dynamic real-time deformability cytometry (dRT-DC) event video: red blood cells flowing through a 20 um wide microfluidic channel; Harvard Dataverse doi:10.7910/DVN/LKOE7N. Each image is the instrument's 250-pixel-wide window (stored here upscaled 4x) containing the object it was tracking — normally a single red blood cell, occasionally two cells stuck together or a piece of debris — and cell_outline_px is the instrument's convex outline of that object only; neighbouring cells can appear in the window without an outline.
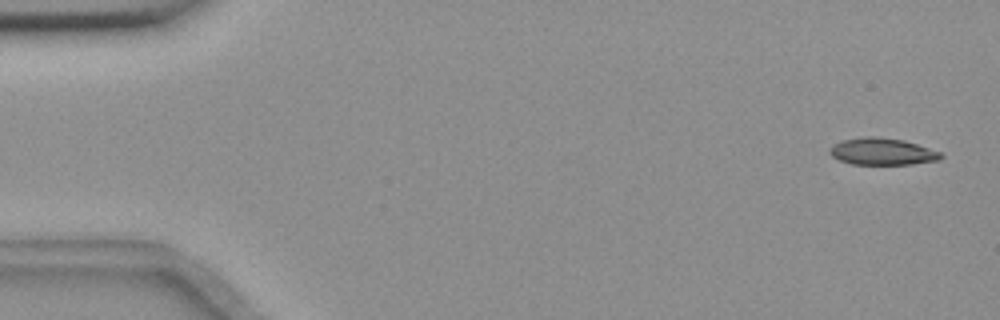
{"species": "common noctule bat (a hibernating species)", "species_latin": "Nyctalus noctula", "temperature_condition": "room temperature", "stored_images_in_passage": 55, "camera_frame_rate_fps": 3000, "um_per_image_px": 0.085, "animal": {"sex": "female", "body_mass_g": 18.4}, "frame": {"image": 1, "passage_image": 2, "time_ms": 0.333, "image_size_px": [1000, 320], "cell_outline_px": [[944, 156], [940, 160], [912, 164], [852, 164], [840, 160], [832, 156], [828, 152], [832, 144], [840, 140], [864, 136], [876, 136], [904, 140], [940, 152]], "centroid_in_image_um": [74.96, 12.87], "position_along_channel_um": 10.0, "area_um2": 17.51}}
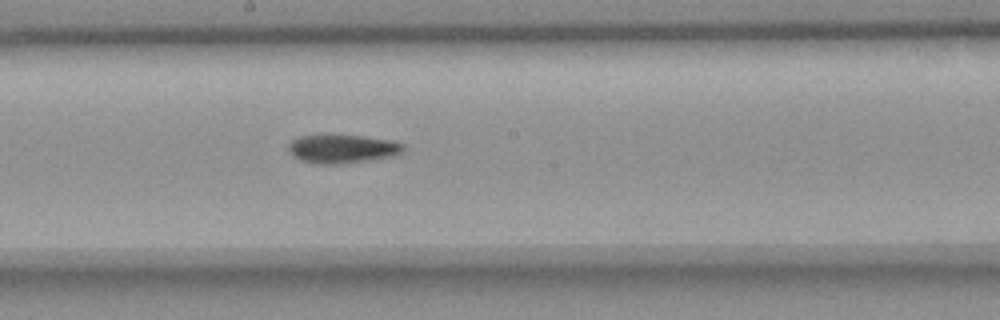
{"frame": {"image": 2, "passage_image": 30, "time_ms": 9.667, "image_size_px": [1000, 320], "cell_outline_px": [[404, 148], [400, 152], [388, 156], [368, 160], [344, 164], [316, 164], [300, 160], [292, 156], [288, 148], [288, 144], [292, 140], [300, 136], [332, 132], [364, 136], [392, 140], [404, 144]], "centroid_in_image_um": [29.02, 12.6], "position_along_channel_um": 219.2, "area_um2": 19.77}}
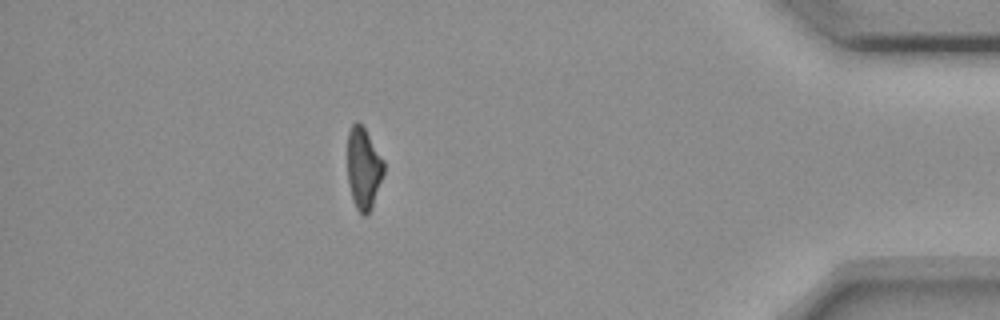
{"frame": {"image": 3, "passage_image": 49, "time_ms": 16.0, "image_size_px": [1000, 320], "cell_outline_px": [[384, 172], [372, 208], [364, 216], [356, 208], [348, 184], [348, 132], [352, 124], [356, 120], [364, 128], [384, 160]], "centroid_in_image_um": [30.9, 14.3], "position_along_channel_um": 404.3, "area_um2": 17.11}, "authors_computed_cell_mechanics": {"area_um2": 18.7272, "velocity_mm_per_s": 3.6475, "shape_relaxation_time_tau1_ms": 9.4928, "shape_relaxation_time_tau2_ms": null, "deformation_change_tau1": 0.2142, "deformation_change_tau2": null}}